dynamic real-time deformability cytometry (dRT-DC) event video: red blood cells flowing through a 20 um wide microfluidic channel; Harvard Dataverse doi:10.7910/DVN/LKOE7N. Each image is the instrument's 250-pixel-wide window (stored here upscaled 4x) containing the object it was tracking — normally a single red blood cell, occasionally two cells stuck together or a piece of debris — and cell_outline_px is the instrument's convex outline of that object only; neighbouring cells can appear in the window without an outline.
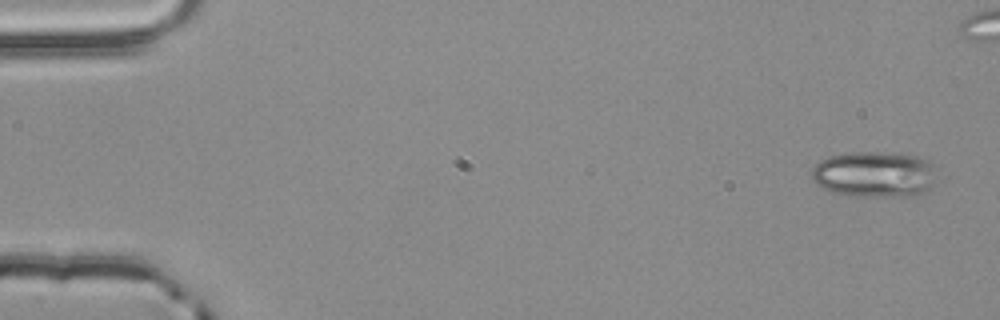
{"species": "common noctule bat (a hibernating species)", "species_latin": "Nyctalus noctula", "temperature_condition": "room temperature", "stored_images_in_passage": 43, "camera_frame_rate_fps": 3000, "um_per_image_px": 0.085, "animal": {"sex": "male", "body_mass_g": 20.4}, "frame": {"image": 1, "passage_image": 1, "time_ms": 0.0, "image_size_px": [1000, 320], "cell_outline_px": [[936, 180], [920, 196], [856, 196], [832, 192], [816, 184], [812, 180], [812, 168], [820, 160], [828, 156], [848, 152], [880, 152], [916, 156], [924, 160], [928, 164]], "centroid_in_image_um": [74.25, 14.83], "position_along_channel_um": 10.7, "area_um2": 33.18}}
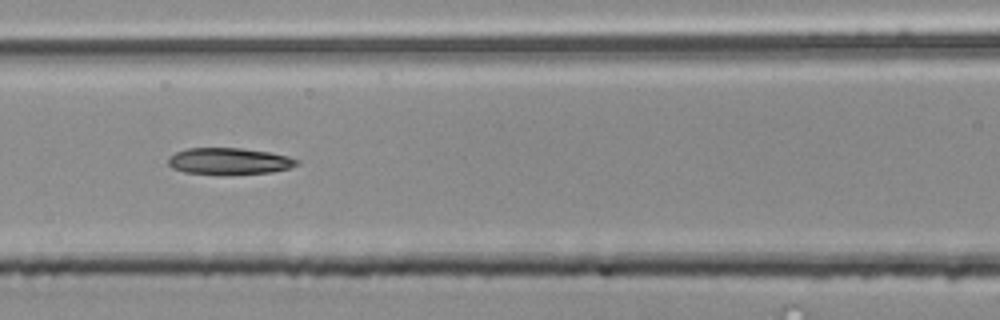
{"frame": {"image": 2, "passage_image": 23, "time_ms": 7.333, "image_size_px": [1000, 320], "cell_outline_px": [[300, 164], [288, 168], [272, 172], [184, 172], [172, 168], [168, 164], [168, 156], [176, 152], [188, 148], [240, 148], [268, 152], [288, 156], [300, 160]], "centroid_in_image_um": [19.48, 13.66], "position_along_channel_um": 147.1, "area_um2": 19.13}}
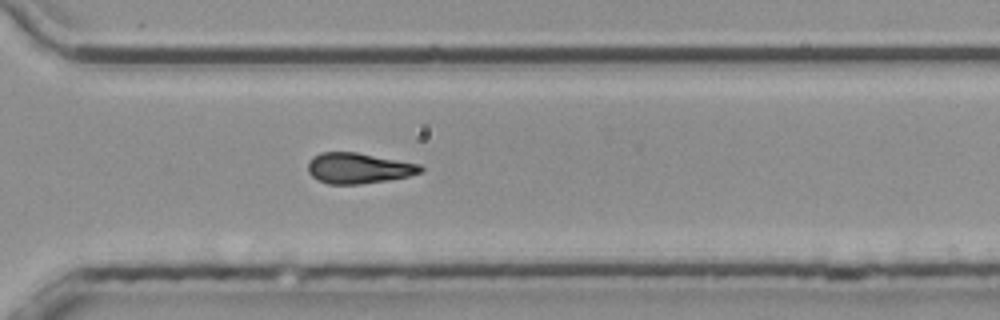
{"frame": {"image": 3, "passage_image": 38, "time_ms": 12.333, "image_size_px": [1000, 320], "cell_outline_px": [[424, 168], [420, 172], [408, 176], [360, 184], [328, 184], [312, 176], [308, 172], [308, 164], [312, 156], [320, 152], [356, 152], [420, 164]], "centroid_in_image_um": [30.44, 14.28], "position_along_channel_um": 340.2, "area_um2": 19.88}}